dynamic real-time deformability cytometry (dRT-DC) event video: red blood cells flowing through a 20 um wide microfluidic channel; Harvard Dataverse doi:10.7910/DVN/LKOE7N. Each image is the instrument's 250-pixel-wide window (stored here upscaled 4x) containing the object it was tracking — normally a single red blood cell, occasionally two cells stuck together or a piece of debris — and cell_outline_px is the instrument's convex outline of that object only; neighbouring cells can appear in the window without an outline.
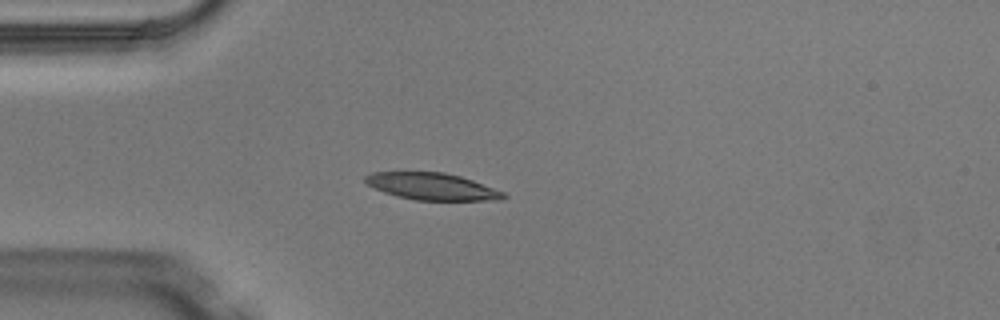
{"species": "Egyptian fruit bat (a non-hibernating species)", "species_latin": "Rousettus aegyptiacus", "temperature_condition": "warm", "stored_images_in_passage": 3, "camera_frame_rate_fps": 3000, "um_per_image_px": 0.085, "animal": {"sex": "male"}, "frame": {"image": 1, "passage_image": 3, "time_ms": 0.667, "image_size_px": [1000, 320], "cell_outline_px": [[508, 196], [500, 200], [416, 200], [396, 196], [384, 192], [368, 184], [364, 180], [364, 176], [372, 172], [444, 172], [460, 176], [472, 180], [504, 192]], "centroid_in_image_um": [36.72, 15.85], "position_along_channel_um": 48.3, "area_um2": 21.56}}